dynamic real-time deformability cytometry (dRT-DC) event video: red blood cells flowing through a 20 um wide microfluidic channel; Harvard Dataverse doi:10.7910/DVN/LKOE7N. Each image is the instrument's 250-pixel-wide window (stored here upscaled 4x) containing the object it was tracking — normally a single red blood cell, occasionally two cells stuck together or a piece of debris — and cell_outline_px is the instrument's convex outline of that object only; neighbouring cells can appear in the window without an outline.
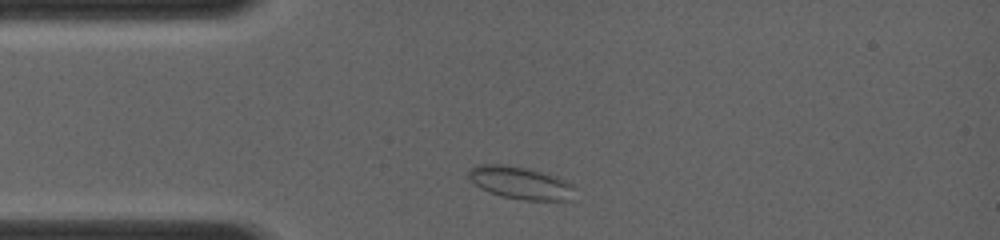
{"species": "common noctule bat (a hibernating species)", "species_latin": "Nyctalus noctula", "temperature_condition": "room temperature", "stored_images_in_passage": 25, "camera_frame_rate_fps": 4000, "um_per_image_px": 0.085, "animal": {"sex": "female", "body_mass_g": 19.0, "forearm_length_mm": 56.7}, "frame": {"image": 1, "passage_image": 3, "time_ms": 0.5, "image_size_px": [1000, 240], "cell_outline_px": [[564, 200], [524, 200], [500, 196], [480, 188], [468, 176], [468, 172], [472, 168], [484, 164], [520, 168], [536, 172], [560, 180], [564, 184]], "centroid_in_image_um": [43.95, 15.56], "position_along_channel_um": 41.1, "area_um2": 17.74}}
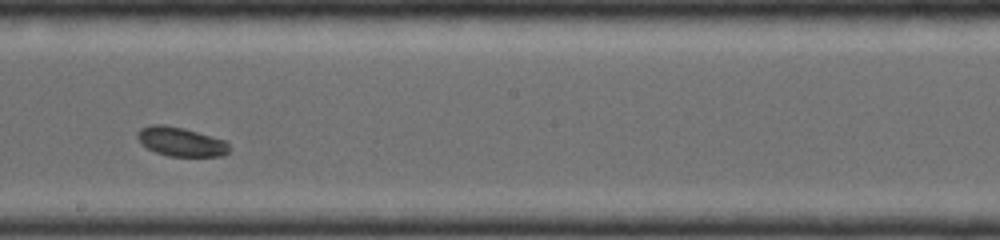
{"frame": {"image": 2, "passage_image": 16, "time_ms": 5.25, "image_size_px": [1000, 240], "cell_outline_px": [[228, 152], [220, 156], [168, 156], [156, 152], [148, 148], [136, 136], [140, 128], [152, 124], [160, 124], [180, 128], [196, 132], [224, 140], [228, 144]], "centroid_in_image_um": [15.35, 12.05], "position_along_channel_um": 232.8, "area_um2": 15.09}}
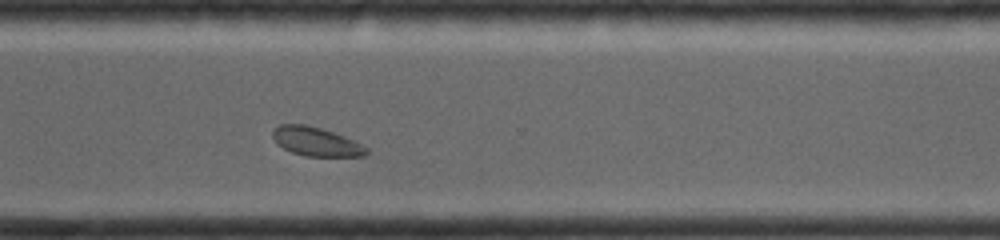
{"frame": {"image": 3, "passage_image": 25, "time_ms": 7.75, "image_size_px": [1000, 240], "cell_outline_px": [[368, 152], [364, 156], [304, 156], [292, 152], [284, 148], [272, 136], [272, 132], [280, 124], [304, 124], [320, 128], [332, 132], [364, 148]], "centroid_in_image_um": [26.77, 12.04], "position_along_channel_um": 343.8, "area_um2": 14.97}}